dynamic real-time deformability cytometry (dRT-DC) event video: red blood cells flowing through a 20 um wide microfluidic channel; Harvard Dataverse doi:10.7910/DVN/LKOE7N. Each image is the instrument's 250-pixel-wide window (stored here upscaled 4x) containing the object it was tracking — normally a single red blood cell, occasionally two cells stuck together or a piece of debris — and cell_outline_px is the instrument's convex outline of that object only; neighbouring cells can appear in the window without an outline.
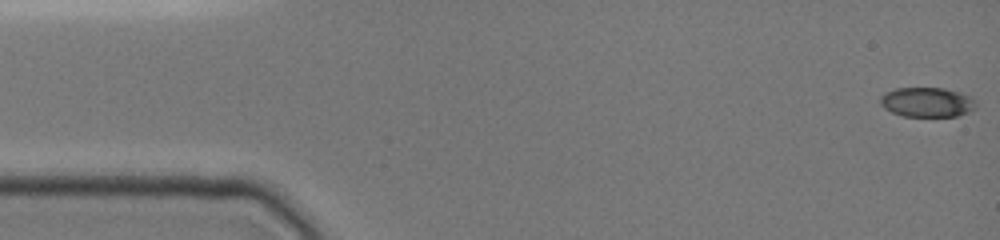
{"species": "common noctule bat (a hibernating species)", "species_latin": "Nyctalus noctula", "temperature_condition": "cold", "stored_images_in_passage": 28, "camera_frame_rate_fps": 3000, "um_per_image_px": 0.085, "animal": {"sex": "female", "body_mass_g": 19.0, "forearm_length_mm": 51.5}, "frame": {"image": 1, "passage_image": 1, "time_ms": 0.0, "image_size_px": [1000, 240], "cell_outline_px": [[976, 108], [968, 112], [956, 116], [904, 116], [892, 112], [884, 108], [880, 104], [880, 96], [884, 92], [896, 88], [944, 88], [960, 92], [972, 96], [976, 104]], "centroid_in_image_um": [78.8, 8.67], "position_along_channel_um": 6.2, "area_um2": 16.65}}
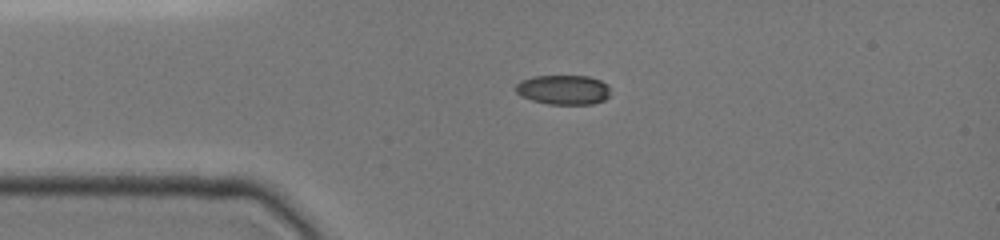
{"frame": {"image": 2, "passage_image": 16, "time_ms": 3.333, "image_size_px": [1000, 240], "cell_outline_px": [[608, 96], [604, 100], [592, 104], [548, 104], [532, 100], [516, 92], [516, 84], [520, 80], [532, 76], [588, 76], [600, 80], [608, 84]], "centroid_in_image_um": [47.88, 7.62], "position_along_channel_um": 37.1, "area_um2": 16.24}}
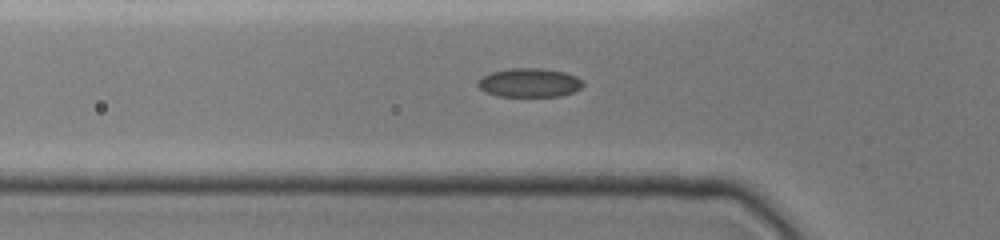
{"frame": {"image": 3, "passage_image": 24, "time_ms": 5.0, "image_size_px": [1000, 240], "cell_outline_px": [[584, 84], [580, 88], [572, 92], [560, 96], [496, 96], [484, 92], [476, 84], [484, 76], [492, 72], [508, 68], [540, 68], [564, 72], [576, 76], [584, 80]], "centroid_in_image_um": [45.01, 7.03], "position_along_channel_um": 80.8, "area_um2": 17.69}}